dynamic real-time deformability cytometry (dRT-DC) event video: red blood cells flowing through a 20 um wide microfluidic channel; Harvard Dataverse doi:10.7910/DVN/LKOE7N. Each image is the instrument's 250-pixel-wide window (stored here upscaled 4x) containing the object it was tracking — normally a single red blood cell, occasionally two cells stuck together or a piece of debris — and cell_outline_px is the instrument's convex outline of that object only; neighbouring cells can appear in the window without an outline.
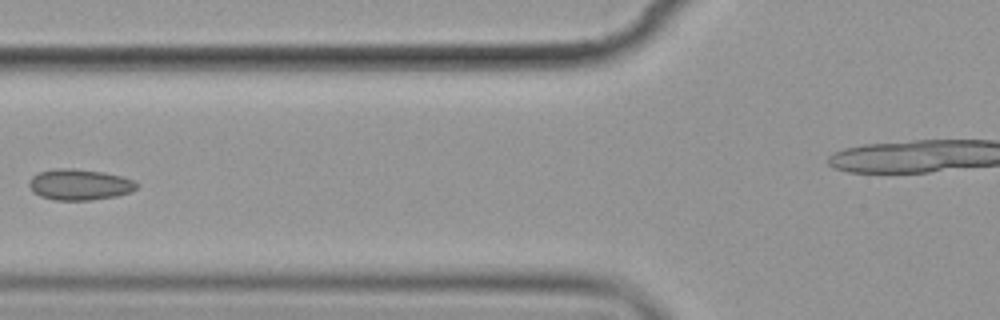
{"species": "common noctule bat (a hibernating species)", "species_latin": "Nyctalus noctula", "temperature_condition": "cold", "stored_images_in_passage": 11, "segment_of_instrument_passage": [1, 2], "camera_frame_rate_fps": 3000, "um_per_image_px": 0.085, "animal": {"sex": "female", "body_mass_g": 19.9}, "frame": {"image": 1, "passage_image": 7, "time_ms": 7.0, "image_size_px": [1000, 320], "cell_outline_px": [[140, 184], [136, 188], [128, 192], [116, 196], [92, 200], [56, 200], [40, 196], [32, 192], [28, 184], [32, 176], [40, 172], [56, 168], [72, 168], [104, 172], [124, 176]], "centroid_in_image_um": [6.75, 15.68], "position_along_channel_um": 119.0, "area_um2": 19.48}}
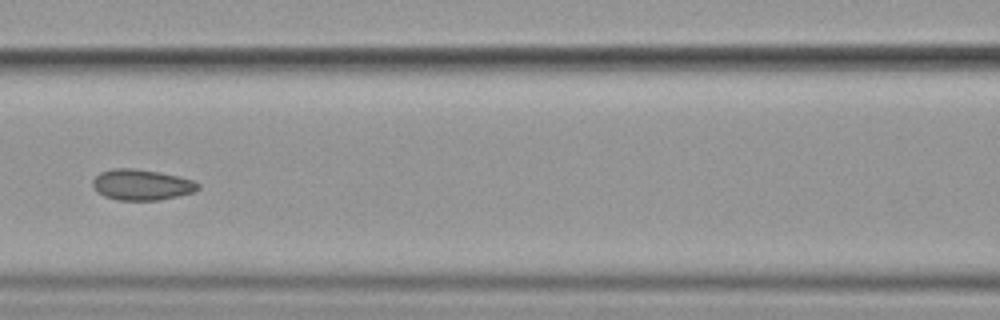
{"frame": {"image": 2, "passage_image": 8, "time_ms": 8.0, "image_size_px": [1000, 320], "cell_outline_px": [[200, 188], [196, 192], [156, 200], [120, 200], [104, 196], [92, 184], [92, 180], [100, 172], [112, 168], [132, 168], [160, 172], [192, 180], [200, 184]], "centroid_in_image_um": [12.05, 15.69], "position_along_channel_um": 154.5, "area_um2": 18.73}}
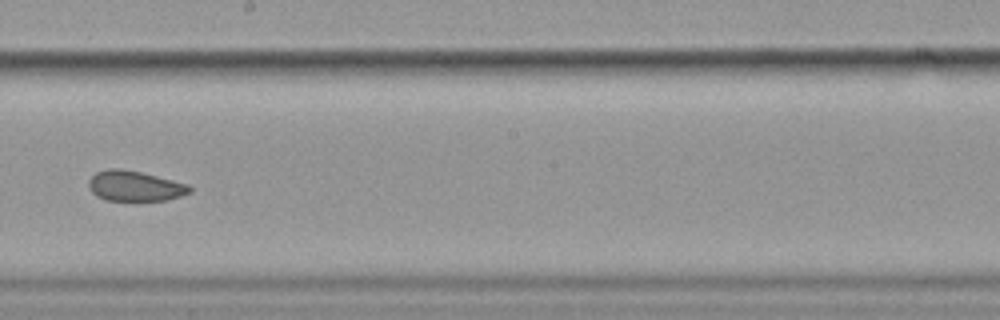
{"frame": {"image": 3, "passage_image": 10, "time_ms": 10.333, "image_size_px": [1000, 320], "cell_outline_px": [[192, 192], [168, 200], [104, 200], [96, 196], [88, 188], [88, 180], [96, 172], [108, 168], [124, 168], [188, 184], [192, 188]], "centroid_in_image_um": [11.43, 15.8], "position_along_channel_um": 236.8, "area_um2": 17.92}}